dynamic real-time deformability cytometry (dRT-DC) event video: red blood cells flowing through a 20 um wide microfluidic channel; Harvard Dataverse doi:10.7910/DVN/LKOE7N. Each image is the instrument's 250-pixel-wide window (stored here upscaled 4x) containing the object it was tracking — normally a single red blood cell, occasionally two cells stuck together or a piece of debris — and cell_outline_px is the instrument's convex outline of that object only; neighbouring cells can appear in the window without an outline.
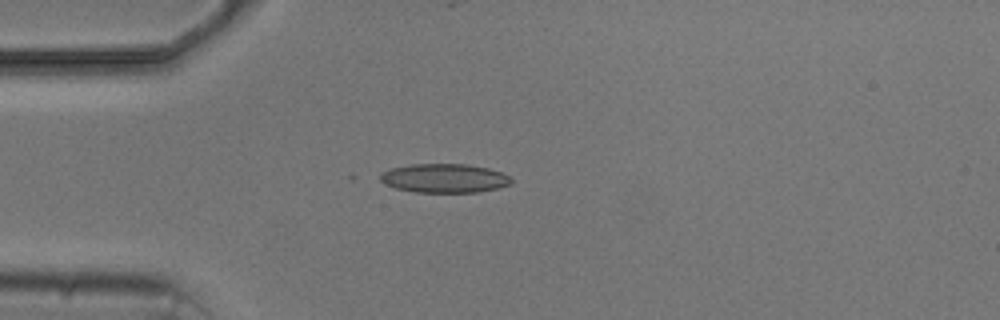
{"species": "common noctule bat (a hibernating species)", "species_latin": "Nyctalus noctula", "temperature_condition": "cold", "stored_images_in_passage": 4, "camera_frame_rate_fps": 3000, "um_per_image_px": 0.085, "animal": {"sex": "male", "body_mass_g": 20.5, "forearm_length_mm": 52.5}, "frame": {"image": 1, "passage_image": 3, "time_ms": 3.0, "image_size_px": [1000, 320], "cell_outline_px": [[512, 184], [496, 188], [476, 192], [416, 192], [396, 188], [384, 184], [380, 180], [380, 172], [388, 168], [412, 164], [464, 164], [488, 168], [500, 172], [508, 176], [512, 180]], "centroid_in_image_um": [37.72, 15.14], "position_along_channel_um": 47.3, "area_um2": 22.08}}